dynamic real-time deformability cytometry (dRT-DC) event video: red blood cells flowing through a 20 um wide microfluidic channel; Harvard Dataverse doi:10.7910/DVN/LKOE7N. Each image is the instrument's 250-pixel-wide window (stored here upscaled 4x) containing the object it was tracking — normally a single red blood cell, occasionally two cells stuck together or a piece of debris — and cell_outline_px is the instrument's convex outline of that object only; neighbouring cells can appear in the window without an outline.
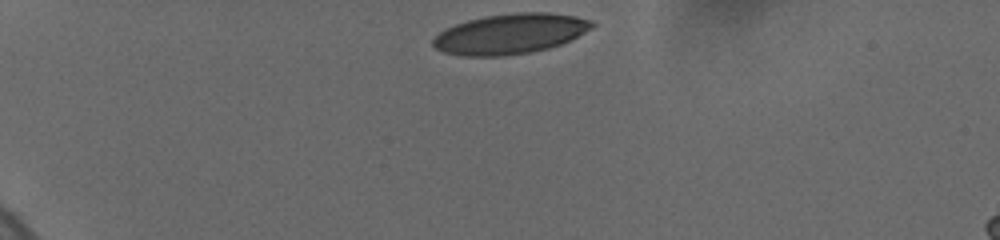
{"species": "human", "species_latin": "Homo sapiens", "temperature_condition": "cold", "stored_images_in_passage": 4, "camera_frame_rate_fps": 3000, "um_per_image_px": 0.085, "donor": {"sex": "female"}, "frame": {"image": 1, "passage_image": 1, "time_ms": 0.0, "image_size_px": [1000, 240], "cell_outline_px": [[596, 24], [592, 28], [560, 44], [548, 48], [532, 52], [504, 56], [460, 56], [444, 52], [436, 48], [432, 44], [432, 40], [444, 28], [468, 20], [484, 16], [516, 12], [548, 12], [576, 16], [592, 20]], "centroid_in_image_um": [43.35, 2.87], "position_along_channel_um": 41.6, "area_um2": 37.28}}
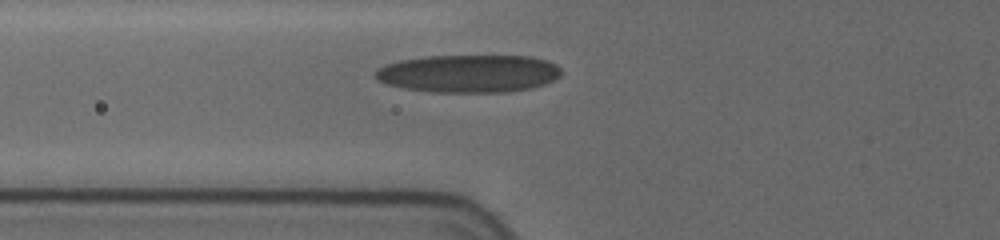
{"frame": {"image": 2, "passage_image": 4, "time_ms": 3.0, "image_size_px": [1000, 240], "cell_outline_px": [[560, 76], [544, 84], [532, 88], [504, 92], [432, 92], [400, 88], [376, 80], [372, 76], [376, 68], [400, 60], [424, 56], [532, 56], [548, 60], [556, 64], [560, 68]], "centroid_in_image_um": [39.8, 6.25], "position_along_channel_um": 86.0, "area_um2": 41.27}}